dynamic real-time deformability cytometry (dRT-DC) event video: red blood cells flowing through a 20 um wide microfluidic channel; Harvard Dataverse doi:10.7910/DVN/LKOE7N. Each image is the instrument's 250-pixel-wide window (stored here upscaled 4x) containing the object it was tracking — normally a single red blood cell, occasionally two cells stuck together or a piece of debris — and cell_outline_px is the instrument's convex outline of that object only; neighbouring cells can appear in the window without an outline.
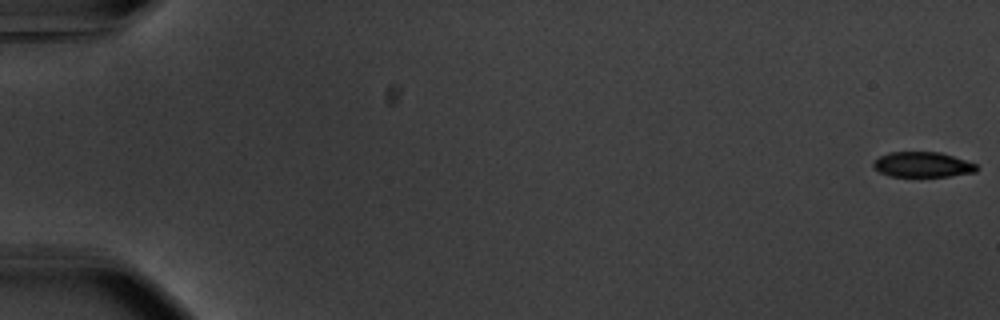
{"species": "common noctule bat (a hibernating species)", "species_latin": "Nyctalus noctula", "temperature_condition": "warm", "stored_images_in_passage": 56, "camera_frame_rate_fps": 3000, "um_per_image_px": 0.085, "animal": {"sex": "male", "body_mass_g": 20.1, "forearm_length_mm": 53.5}, "frame": {"image": 1, "passage_image": 1, "time_ms": 0.0, "image_size_px": [1000, 320], "cell_outline_px": [[976, 172], [948, 176], [888, 176], [880, 172], [872, 164], [880, 156], [888, 152], [940, 152], [976, 164]], "centroid_in_image_um": [78.4, 13.99], "position_along_channel_um": 6.6, "area_um2": 14.91}}
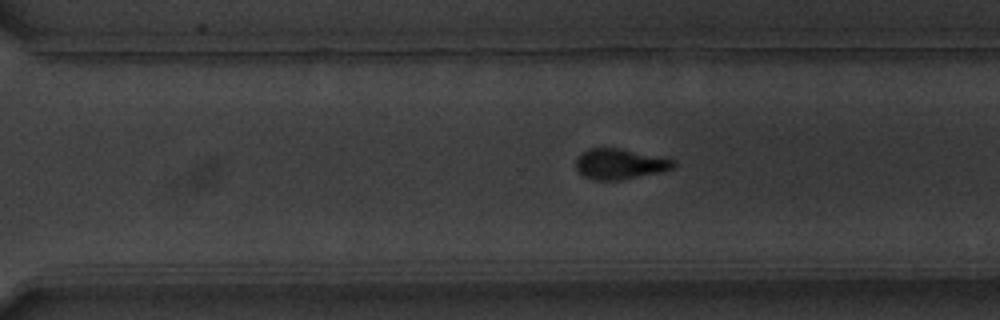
{"frame": {"image": 2, "passage_image": 40, "time_ms": 13.0, "image_size_px": [1000, 320], "cell_outline_px": [[676, 164], [672, 168], [660, 172], [620, 180], [596, 180], [584, 176], [576, 168], [576, 160], [588, 148], [620, 148], [676, 160]], "centroid_in_image_um": [52.7, 13.93], "position_along_channel_um": 317.9, "area_um2": 17.11}}
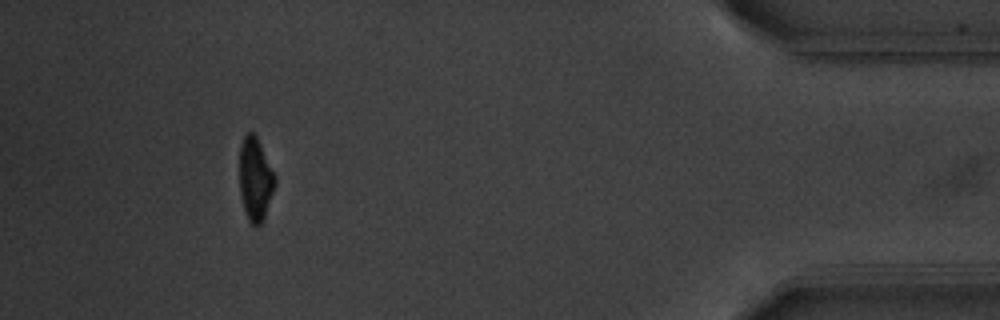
{"frame": {"image": 3, "passage_image": 52, "time_ms": 17.0, "image_size_px": [1000, 320], "cell_outline_px": [[276, 184], [264, 220], [260, 224], [252, 224], [248, 220], [244, 208], [240, 192], [240, 144], [244, 136], [248, 132], [252, 132], [256, 136], [276, 176]], "centroid_in_image_um": [21.71, 15.23], "position_along_channel_um": 413.5, "area_um2": 17.11}, "authors_computed_cell_mechanics": {"area_um2": 17.4845, "velocity_mm_per_s": 3.7234, "shape_relaxation_time_tau1_ms": 3.1054, "shape_relaxation_time_tau2_ms": 2.4056, "deformation_change_tau1": 0.1424, "deformation_change_tau2": 0.0808}}